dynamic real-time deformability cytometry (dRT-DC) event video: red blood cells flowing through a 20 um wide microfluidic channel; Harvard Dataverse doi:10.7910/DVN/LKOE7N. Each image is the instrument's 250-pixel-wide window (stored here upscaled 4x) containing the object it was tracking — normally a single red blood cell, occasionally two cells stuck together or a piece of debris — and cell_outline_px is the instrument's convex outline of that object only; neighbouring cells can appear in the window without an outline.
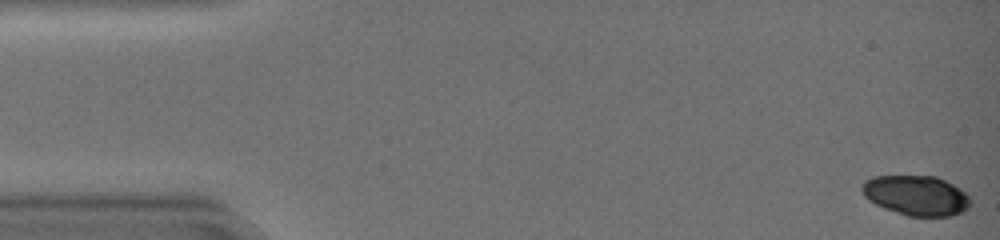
{"species": "common noctule bat (a hibernating species)", "species_latin": "Nyctalus noctula", "temperature_condition": "warm", "stored_images_in_passage": 45, "camera_frame_rate_fps": 3000, "um_per_image_px": 0.085, "animal": {"sex": "female", "body_mass_g": 19.0, "forearm_length_mm": 51.5}, "frame": {"image": 1, "passage_image": 1, "time_ms": 0.0, "image_size_px": [1000, 240], "cell_outline_px": [[972, 204], [964, 212], [952, 216], [908, 216], [884, 208], [868, 200], [864, 196], [860, 188], [860, 184], [864, 180], [872, 176], [936, 176], [960, 188], [972, 200]], "centroid_in_image_um": [77.87, 16.61], "position_along_channel_um": 7.1, "area_um2": 25.55}}
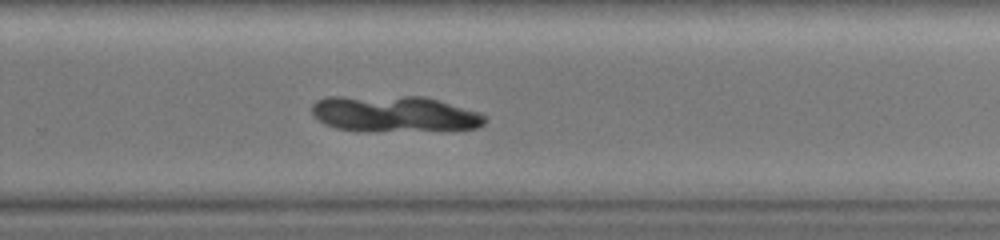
{"frame": {"image": 2, "passage_image": 31, "time_ms": 10.0, "image_size_px": [1000, 240], "cell_outline_px": [[488, 120], [484, 124], [476, 128], [376, 132], [356, 132], [336, 128], [324, 124], [312, 116], [312, 104], [316, 100], [324, 96], [424, 96], [480, 112]], "centroid_in_image_um": [33.44, 9.68], "position_along_channel_um": 296.4, "area_um2": 37.17}}
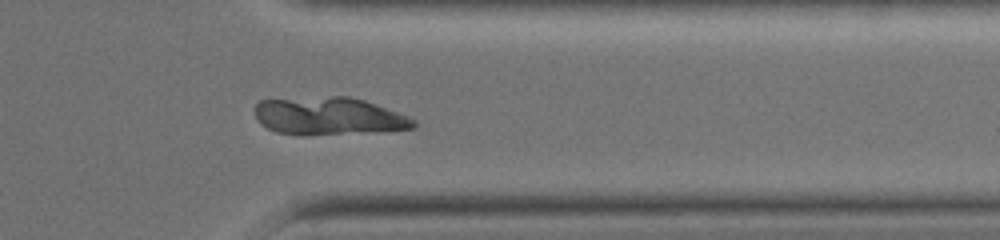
{"frame": {"image": 3, "passage_image": 37, "time_ms": 12.0, "image_size_px": [1000, 240], "cell_outline_px": [[416, 124], [412, 128], [340, 132], [276, 132], [260, 124], [256, 120], [256, 104], [260, 100], [332, 96], [348, 96], [364, 100], [408, 116], [416, 120]], "centroid_in_image_um": [27.9, 9.8], "position_along_channel_um": 383.5, "area_um2": 33.12}}